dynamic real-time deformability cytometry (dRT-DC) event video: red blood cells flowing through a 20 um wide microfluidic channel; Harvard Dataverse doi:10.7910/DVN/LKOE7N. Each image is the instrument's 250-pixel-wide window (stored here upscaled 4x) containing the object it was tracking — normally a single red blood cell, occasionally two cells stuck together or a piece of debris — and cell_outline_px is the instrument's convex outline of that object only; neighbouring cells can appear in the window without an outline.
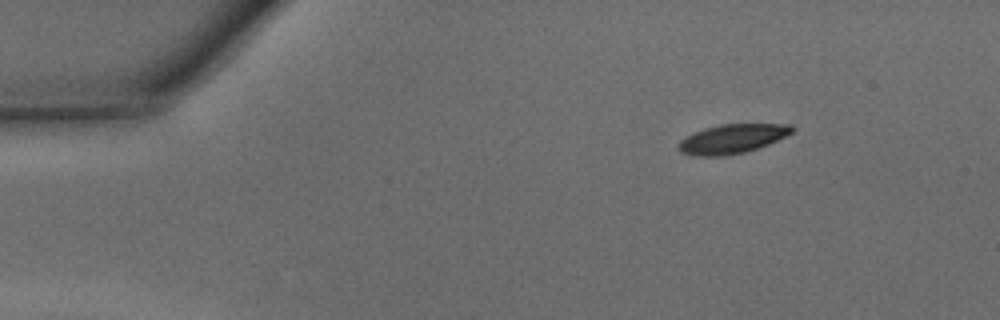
{"species": "common noctule bat (a hibernating species)", "species_latin": "Nyctalus noctula", "temperature_condition": "warm", "stored_images_in_passage": 41, "camera_frame_rate_fps": 3000, "um_per_image_px": 0.085, "animal": {"sex": "male", "body_mass_g": 15.6}, "frame": {"image": 1, "passage_image": 1, "time_ms": 0.0, "image_size_px": [1000, 320], "cell_outline_px": [[796, 128], [792, 132], [768, 144], [744, 152], [720, 156], [700, 156], [680, 152], [676, 148], [680, 140], [704, 128], [720, 124], [792, 124]], "centroid_in_image_um": [62.23, 11.79], "position_along_channel_um": 22.8, "area_um2": 19.07}}
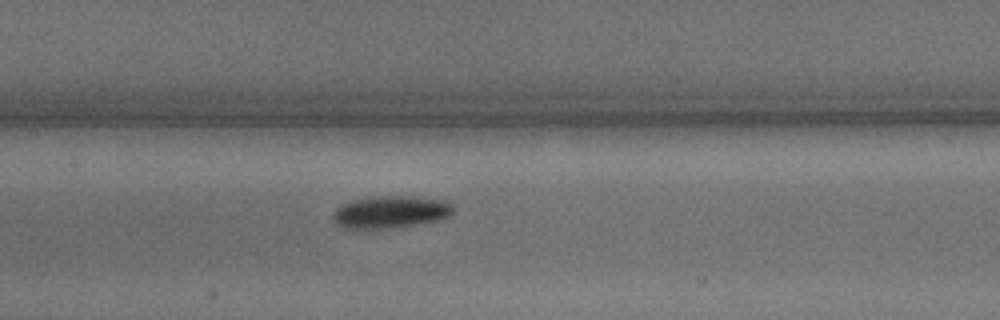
{"frame": {"image": 2, "passage_image": 17, "time_ms": 5.333, "image_size_px": [1000, 320], "cell_outline_px": [[452, 212], [448, 216], [436, 220], [416, 224], [392, 228], [344, 228], [336, 224], [332, 220], [332, 212], [340, 204], [352, 200], [368, 196], [412, 196], [440, 200], [452, 204]], "centroid_in_image_um": [33.1, 18.01], "position_along_channel_um": 174.3, "area_um2": 22.6}}
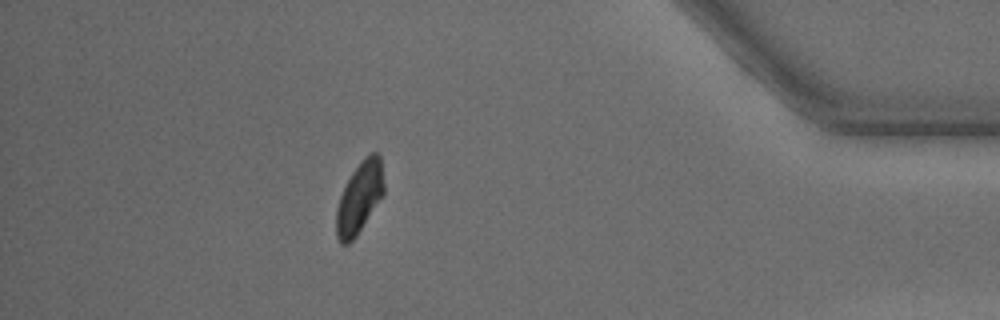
{"frame": {"image": 3, "passage_image": 36, "time_ms": 11.667, "image_size_px": [1000, 320], "cell_outline_px": [[384, 196], [356, 236], [348, 244], [340, 244], [336, 236], [336, 208], [340, 196], [352, 172], [364, 156], [368, 152], [376, 152], [380, 156], [384, 184]], "centroid_in_image_um": [30.57, 16.8], "position_along_channel_um": 404.6, "area_um2": 20.0}, "authors_computed_cell_mechanics": {"area_um2": 20.4034, "velocity_mm_per_s": 4.3366, "shape_relaxation_time_tau1_ms": 1.7252, "shape_relaxation_time_tau2_ms": null, "deformation_change_tau1": 0.1361, "deformation_change_tau2": null}}